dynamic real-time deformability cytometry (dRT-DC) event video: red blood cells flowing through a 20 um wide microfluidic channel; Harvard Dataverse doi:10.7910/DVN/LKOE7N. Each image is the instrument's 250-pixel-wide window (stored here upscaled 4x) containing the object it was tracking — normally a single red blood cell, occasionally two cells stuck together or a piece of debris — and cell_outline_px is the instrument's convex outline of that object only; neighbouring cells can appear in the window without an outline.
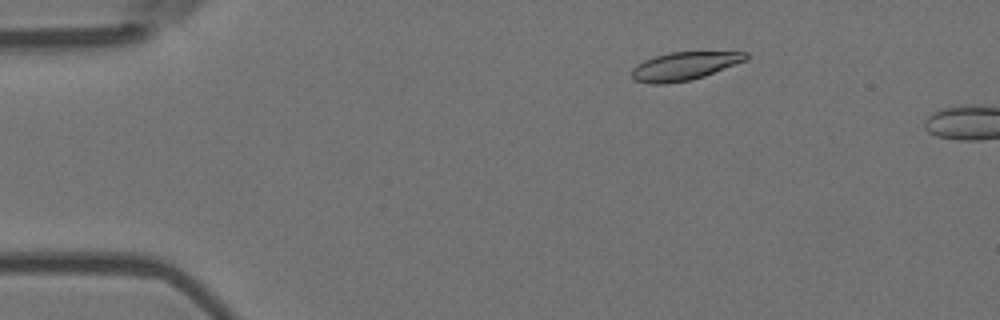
{"species": "Egyptian fruit bat (a non-hibernating species)", "species_latin": "Rousettus aegyptiacus", "temperature_condition": "room temperature", "stored_images_in_passage": 10, "camera_frame_rate_fps": 3000, "um_per_image_px": 0.085, "animal": {"sex": "female"}, "frame": {"image": 1, "passage_image": 7, "time_ms": 2.0, "image_size_px": [1000, 320], "cell_outline_px": [[748, 60], [704, 76], [688, 80], [664, 84], [648, 84], [636, 80], [632, 76], [632, 68], [636, 64], [644, 60], [668, 52], [748, 52]], "centroid_in_image_um": [58.16, 5.61], "position_along_channel_um": 26.8, "area_um2": 18.67}}